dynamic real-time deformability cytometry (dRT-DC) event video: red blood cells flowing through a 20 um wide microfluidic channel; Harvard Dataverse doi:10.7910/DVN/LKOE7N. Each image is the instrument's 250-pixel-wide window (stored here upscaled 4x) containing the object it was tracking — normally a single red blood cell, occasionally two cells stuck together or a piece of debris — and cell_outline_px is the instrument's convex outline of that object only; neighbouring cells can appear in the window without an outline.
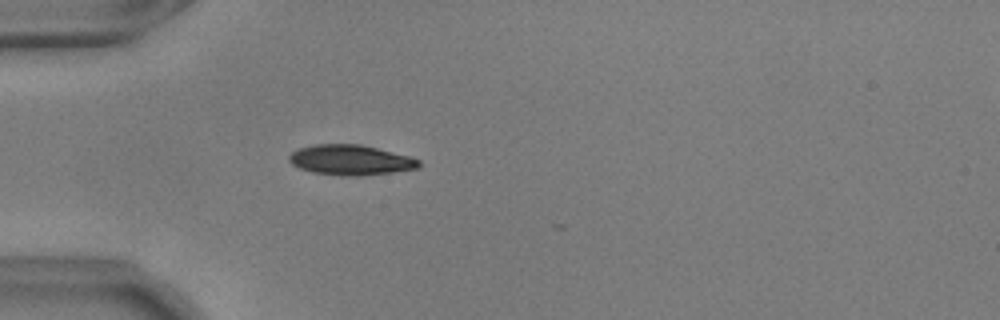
{"species": "common noctule bat (a hibernating species)", "species_latin": "Nyctalus noctula", "temperature_condition": "warm", "stored_images_in_passage": 22, "camera_frame_rate_fps": 3000, "um_per_image_px": 0.085, "animal": {"sex": "male", "body_mass_g": 17.9, "forearm_length_mm": 54.2}, "frame": {"image": 1, "passage_image": 1, "time_ms": 0.0, "image_size_px": [1000, 320], "cell_outline_px": [[420, 164], [416, 168], [392, 172], [360, 176], [340, 176], [312, 172], [300, 168], [292, 164], [288, 160], [288, 156], [292, 152], [300, 148], [316, 144], [360, 144], [408, 156], [420, 160]], "centroid_in_image_um": [29.76, 13.6], "position_along_channel_um": 55.2, "area_um2": 22.66}}
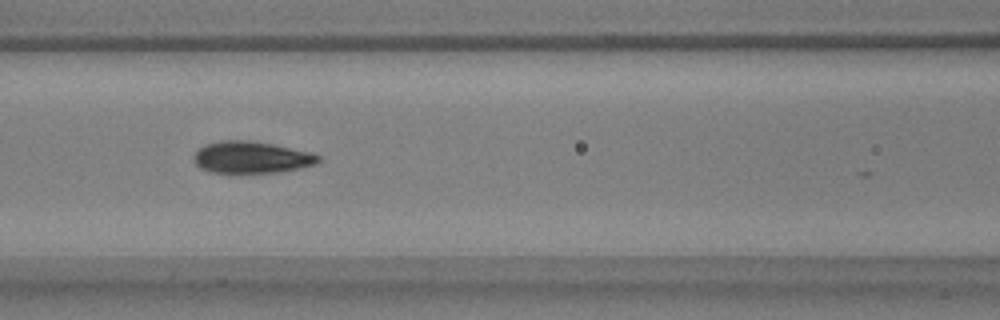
{"frame": {"image": 2, "passage_image": 9, "time_ms": 2.667, "image_size_px": [1000, 320], "cell_outline_px": [[320, 160], [316, 164], [300, 168], [280, 172], [212, 172], [200, 168], [192, 160], [192, 156], [204, 144], [220, 140], [248, 140], [272, 144], [308, 152], [320, 156]], "centroid_in_image_um": [21.33, 13.37], "position_along_channel_um": 145.3, "area_um2": 22.95}}
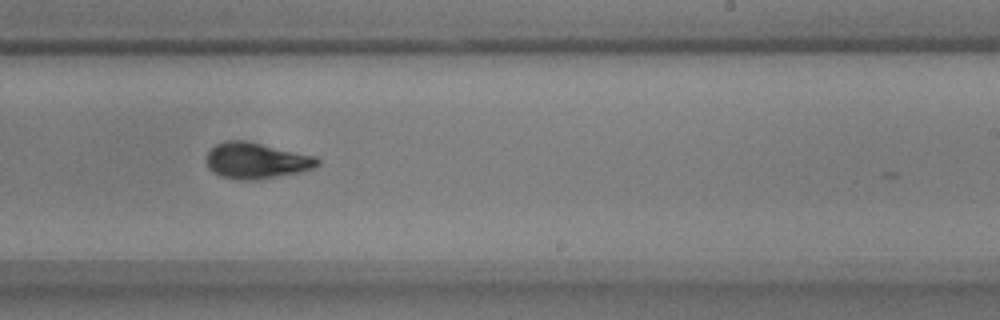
{"frame": {"image": 3, "passage_image": 19, "time_ms": 6.0, "image_size_px": [1000, 320], "cell_outline_px": [[320, 164], [312, 168], [300, 172], [256, 180], [236, 180], [220, 176], [212, 172], [208, 168], [208, 152], [216, 144], [224, 140], [244, 140], [316, 156], [320, 160]], "centroid_in_image_um": [21.78, 13.66], "position_along_channel_um": 267.2, "area_um2": 23.29}}